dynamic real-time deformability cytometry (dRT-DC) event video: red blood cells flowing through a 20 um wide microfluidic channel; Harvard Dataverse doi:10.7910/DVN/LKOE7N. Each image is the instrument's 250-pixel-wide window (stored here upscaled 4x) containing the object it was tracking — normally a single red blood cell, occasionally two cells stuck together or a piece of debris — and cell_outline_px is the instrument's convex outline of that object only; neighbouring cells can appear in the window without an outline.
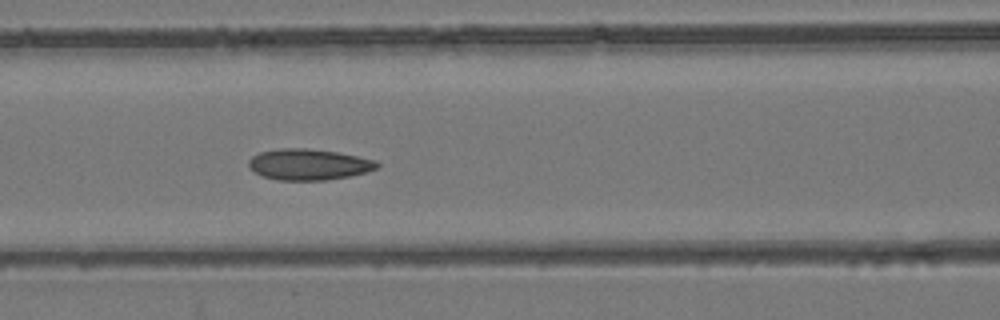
{"species": "common noctule bat (a hibernating species)", "species_latin": "Nyctalus noctula", "temperature_condition": "room temperature", "stored_images_in_passage": 6, "camera_frame_rate_fps": 3000, "um_per_image_px": 0.085, "animal": {"sex": "female", "body_mass_g": 24.6, "forearm_length_mm": 56.2}, "frame": {"image": 1, "passage_image": 6, "time_ms": 1.667, "image_size_px": [1000, 320], "cell_outline_px": [[380, 164], [376, 168], [368, 172], [348, 176], [324, 180], [276, 180], [264, 176], [248, 168], [248, 160], [252, 156], [260, 152], [280, 148], [308, 148], [336, 152], [376, 160]], "centroid_in_image_um": [26.22, 13.97], "position_along_channel_um": 140.4, "area_um2": 23.18}}